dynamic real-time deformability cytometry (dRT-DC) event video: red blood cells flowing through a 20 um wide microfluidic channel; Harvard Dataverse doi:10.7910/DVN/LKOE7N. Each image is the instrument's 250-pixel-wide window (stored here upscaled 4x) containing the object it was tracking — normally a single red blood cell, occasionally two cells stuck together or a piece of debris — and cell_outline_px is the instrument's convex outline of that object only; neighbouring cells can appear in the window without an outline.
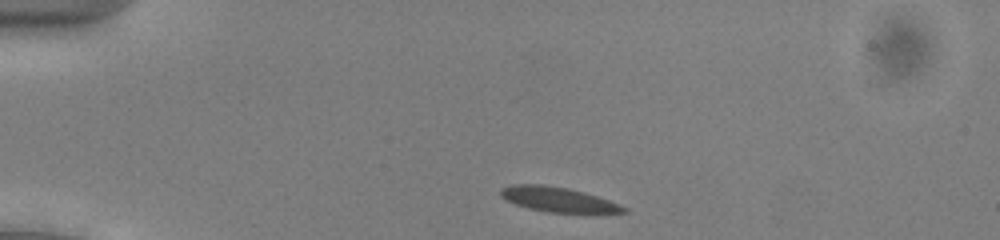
{"species": "common noctule bat (a hibernating species)", "species_latin": "Nyctalus noctula", "temperature_condition": "cold", "stored_images_in_passage": 42, "camera_frame_rate_fps": 3000, "um_per_image_px": 0.085, "animal": {"sex": "male", "body_mass_g": 13.0, "forearm_length_mm": 53.1}, "frame": {"image": 1, "passage_image": 1, "time_ms": 0.0, "image_size_px": [1000, 240], "cell_outline_px": [[628, 212], [548, 212], [528, 208], [516, 204], [500, 196], [500, 188], [512, 184], [540, 184], [568, 188], [584, 192], [620, 204], [628, 208]], "centroid_in_image_um": [47.4, 16.94], "position_along_channel_um": 37.6, "area_um2": 17.51}}
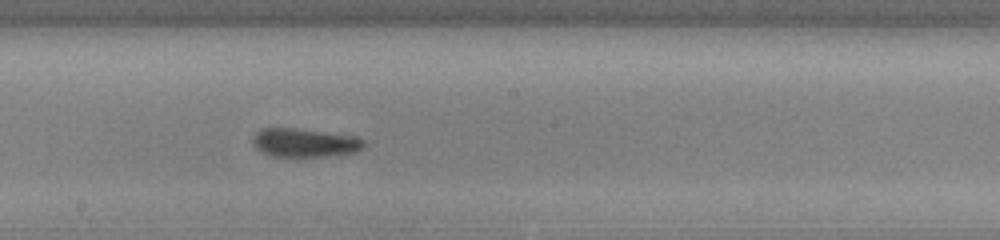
{"frame": {"image": 2, "passage_image": 19, "time_ms": 6.0, "image_size_px": [1000, 240], "cell_outline_px": [[368, 144], [352, 152], [320, 156], [272, 156], [260, 152], [252, 144], [252, 136], [260, 128], [296, 128], [352, 136], [364, 140]], "centroid_in_image_um": [25.8, 12.12], "position_along_channel_um": 222.4, "area_um2": 18.32}}
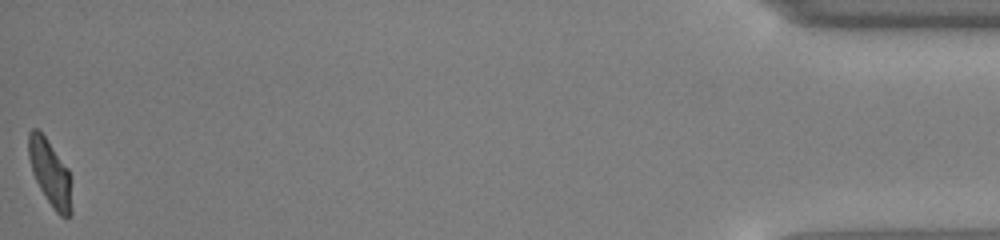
{"frame": {"image": 3, "passage_image": 42, "time_ms": 13.667, "image_size_px": [1000, 240], "cell_outline_px": [[72, 216], [60, 216], [52, 208], [44, 196], [32, 172], [28, 156], [28, 132], [32, 128], [36, 128], [44, 136], [68, 168], [72, 208]], "centroid_in_image_um": [4.24, 14.72], "position_along_channel_um": 431.0, "area_um2": 16.47}, "authors_computed_cell_mechanics": {"area_um2": 17.918, "velocity_mm_per_s": 3.9001, "shape_relaxation_time_tau1_ms": 5.1822, "shape_relaxation_time_tau2_ms": 1.4791, "deformation_change_tau1": 0.1497, "deformation_change_tau2": 0.0778}}